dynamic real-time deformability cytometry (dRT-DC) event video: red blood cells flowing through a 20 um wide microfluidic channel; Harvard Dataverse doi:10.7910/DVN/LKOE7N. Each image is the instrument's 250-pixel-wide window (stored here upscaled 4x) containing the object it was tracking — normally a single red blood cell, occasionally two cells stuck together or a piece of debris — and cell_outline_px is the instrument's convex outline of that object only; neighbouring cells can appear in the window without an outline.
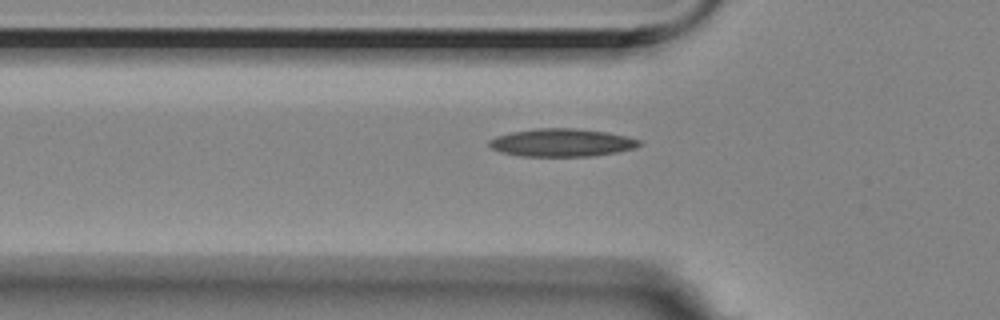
{"species": "Egyptian fruit bat (a non-hibernating species)", "species_latin": "Rousettus aegyptiacus", "temperature_condition": "room temperature", "stored_images_in_passage": 5, "camera_frame_rate_fps": 3000, "um_per_image_px": 0.085, "animal": {"sex": "female"}, "frame": {"image": 1, "passage_image": 5, "time_ms": 1.333, "image_size_px": [1000, 320], "cell_outline_px": [[644, 144], [636, 148], [616, 152], [592, 156], [520, 156], [500, 152], [492, 148], [488, 144], [488, 140], [496, 136], [512, 132], [536, 128], [580, 128], [608, 132], [640, 140]], "centroid_in_image_um": [47.76, 12.12], "position_along_channel_um": 78.0, "area_um2": 24.57}}